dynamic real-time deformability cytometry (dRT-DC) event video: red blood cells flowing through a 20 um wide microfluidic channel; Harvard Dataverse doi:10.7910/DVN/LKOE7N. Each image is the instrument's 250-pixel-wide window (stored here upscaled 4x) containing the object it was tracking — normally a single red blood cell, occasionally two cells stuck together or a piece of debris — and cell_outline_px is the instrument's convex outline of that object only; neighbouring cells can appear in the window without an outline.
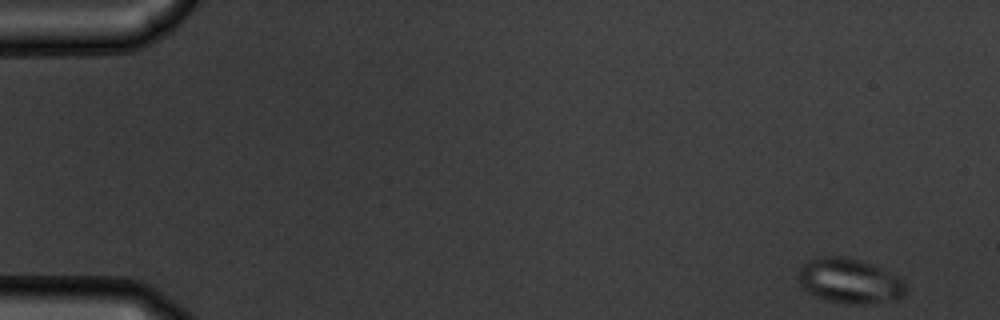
{"species": "common noctule bat (a hibernating species)", "species_latin": "Nyctalus noctula", "temperature_condition": "warm", "stored_images_in_passage": 53, "camera_frame_rate_fps": 3000, "um_per_image_px": 0.085, "animal": {"sex": "male", "body_mass_g": 19.5, "forearm_length_mm": 54.6}, "frame": {"image": 1, "passage_image": 1, "time_ms": 0.0, "image_size_px": [1000, 320], "cell_outline_px": [[904, 292], [896, 300], [864, 304], [848, 304], [828, 300], [816, 296], [808, 292], [800, 284], [800, 268], [808, 260], [820, 256], [840, 256], [860, 260], [872, 264], [900, 276], [904, 280]], "centroid_in_image_um": [72.23, 23.87], "position_along_channel_um": 12.8, "area_um2": 27.92}}
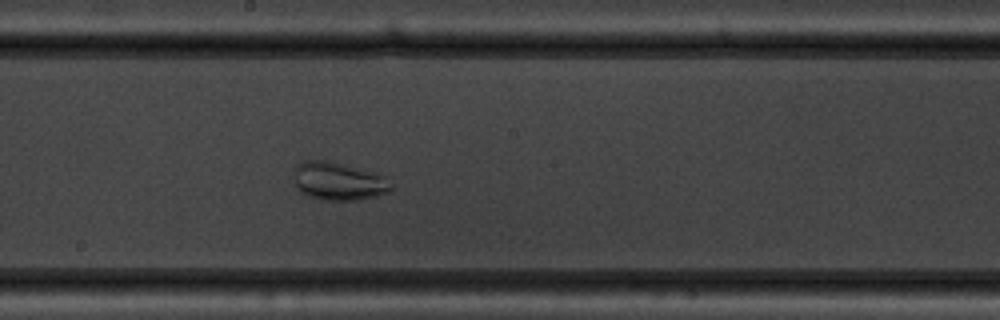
{"frame": {"image": 2, "passage_image": 29, "time_ms": 9.333, "image_size_px": [1000, 320], "cell_outline_px": [[392, 188], [388, 192], [376, 196], [360, 200], [324, 200], [308, 196], [300, 192], [296, 188], [296, 164], [300, 160], [328, 160], [372, 172], [384, 176], [392, 184]], "centroid_in_image_um": [28.76, 15.41], "position_along_channel_um": 219.4, "area_um2": 21.5}}
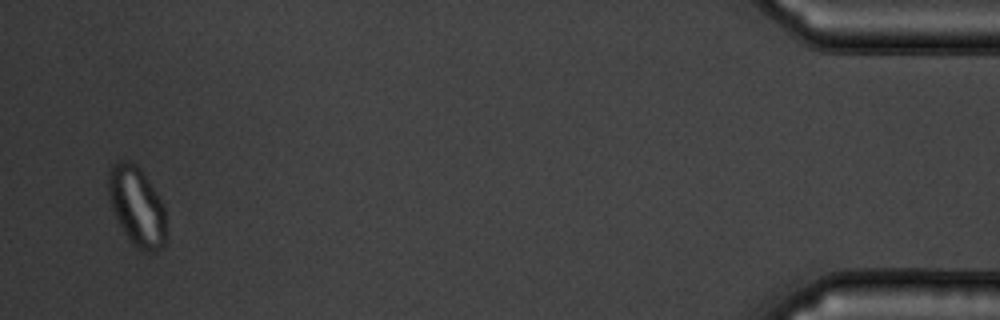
{"frame": {"image": 3, "passage_image": 52, "time_ms": 17.0, "image_size_px": [1000, 320], "cell_outline_px": [[164, 244], [156, 252], [144, 252], [136, 248], [132, 244], [124, 232], [112, 208], [108, 196], [108, 172], [112, 164], [116, 160], [128, 160], [136, 164], [140, 168], [164, 204]], "centroid_in_image_um": [11.6, 17.51], "position_along_channel_um": 423.6, "area_um2": 26.59}, "authors_computed_cell_mechanics": {"area_um2": 25.4898, "velocity_mm_per_s": 3.664, "shape_relaxation_time_tau1_ms": 4.3495, "shape_relaxation_time_tau2_ms": null, "deformation_change_tau1": 0.0574, "deformation_change_tau2": null}}